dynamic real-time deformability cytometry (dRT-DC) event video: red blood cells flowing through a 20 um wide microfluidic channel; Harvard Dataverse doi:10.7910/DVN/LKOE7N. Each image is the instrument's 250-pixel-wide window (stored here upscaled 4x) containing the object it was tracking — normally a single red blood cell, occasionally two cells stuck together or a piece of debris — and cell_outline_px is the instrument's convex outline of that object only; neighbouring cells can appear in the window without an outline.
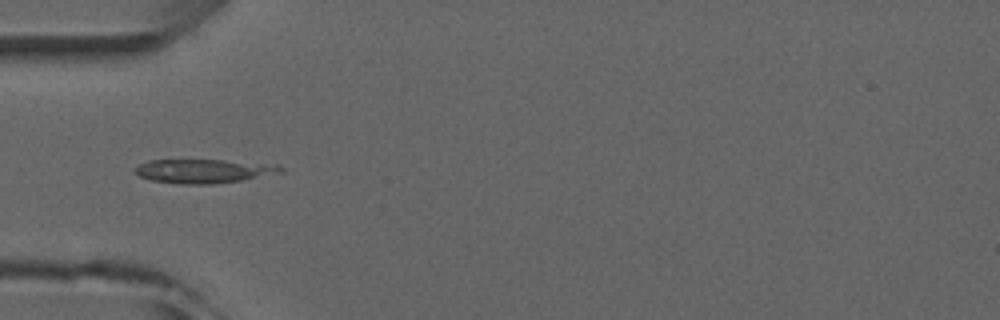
{"species": "common noctule bat (a hibernating species)", "species_latin": "Nyctalus noctula", "temperature_condition": "room temperature", "stored_images_in_passage": 2, "camera_frame_rate_fps": 3000, "um_per_image_px": 0.085, "animal": {"sex": "male", "forearm_length_mm": 52.5}, "frame": {"image": 1, "passage_image": 2, "time_ms": 1.0, "image_size_px": [1000, 320], "cell_outline_px": [[284, 172], [240, 180], [212, 184], [180, 184], [152, 180], [140, 176], [136, 172], [136, 168], [140, 164], [148, 160], [224, 160], [276, 164], [284, 168]], "centroid_in_image_um": [17.36, 14.53], "position_along_channel_um": 67.6, "area_um2": 20.11}}